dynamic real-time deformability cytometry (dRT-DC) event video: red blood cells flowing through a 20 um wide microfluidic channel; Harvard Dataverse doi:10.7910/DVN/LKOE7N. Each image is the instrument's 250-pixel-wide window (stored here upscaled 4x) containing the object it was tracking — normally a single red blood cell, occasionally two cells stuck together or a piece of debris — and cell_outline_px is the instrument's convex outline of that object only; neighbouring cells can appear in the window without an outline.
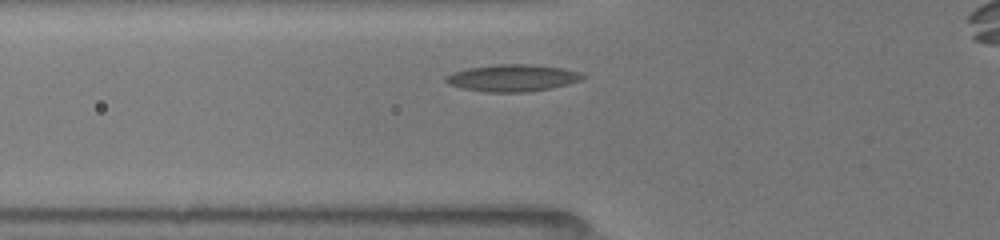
{"species": "common noctule bat (a hibernating species)", "species_latin": "Nyctalus noctula", "temperature_condition": "room temperature", "stored_images_in_passage": 26, "camera_frame_rate_fps": 3000, "um_per_image_px": 0.085, "animal": {"sex": "female", "body_mass_g": 19.5, "forearm_length_mm": 54.1}, "frame": {"image": 1, "passage_image": 2, "time_ms": 0.333, "image_size_px": [1000, 240], "cell_outline_px": [[584, 76], [580, 80], [548, 88], [524, 92], [488, 92], [464, 88], [452, 84], [444, 80], [444, 76], [468, 68], [496, 64], [528, 64], [560, 68], [576, 72]], "centroid_in_image_um": [43.5, 6.62], "position_along_channel_um": 82.3, "area_um2": 20.75}}
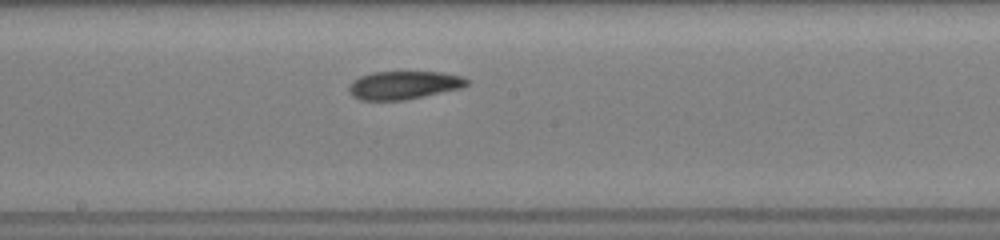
{"frame": {"image": 2, "passage_image": 16, "time_ms": 3.667, "image_size_px": [1000, 240], "cell_outline_px": [[468, 84], [460, 88], [404, 100], [360, 100], [352, 96], [348, 88], [352, 80], [360, 76], [372, 72], [440, 72], [460, 76], [468, 80]], "centroid_in_image_um": [34.27, 7.23], "position_along_channel_um": 213.9, "area_um2": 19.19}}
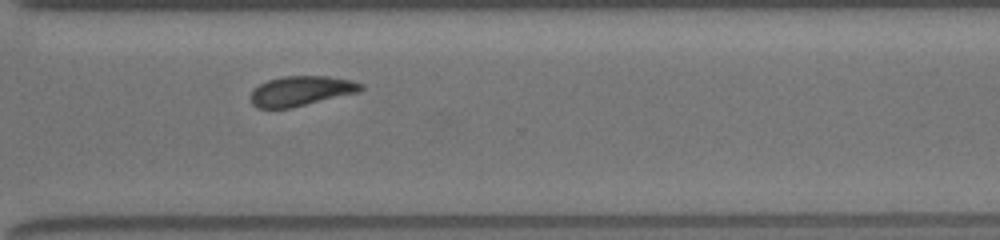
{"frame": {"image": 3, "passage_image": 26, "time_ms": 7.0, "image_size_px": [1000, 240], "cell_outline_px": [[364, 88], [356, 92], [288, 108], [256, 108], [252, 104], [252, 92], [260, 84], [268, 80], [284, 76], [328, 76], [352, 80], [360, 84]], "centroid_in_image_um": [25.56, 7.72], "position_along_channel_um": 345.0, "area_um2": 18.61}}